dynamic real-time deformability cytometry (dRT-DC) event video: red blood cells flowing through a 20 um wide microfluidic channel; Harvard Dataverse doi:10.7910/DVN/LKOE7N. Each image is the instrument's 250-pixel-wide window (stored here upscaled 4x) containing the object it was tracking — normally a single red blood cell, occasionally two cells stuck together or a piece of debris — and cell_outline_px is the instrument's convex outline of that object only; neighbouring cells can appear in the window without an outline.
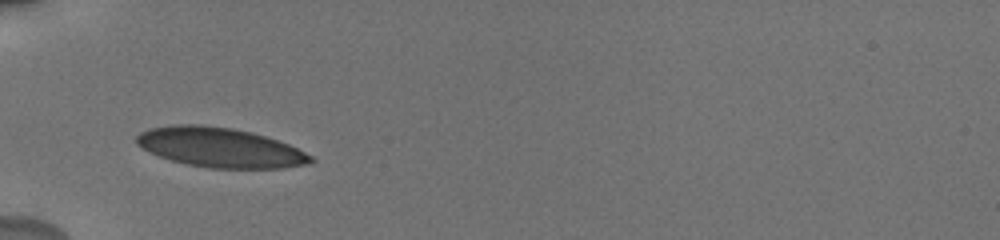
{"species": "human", "species_latin": "Homo sapiens", "temperature_condition": "cold", "stored_images_in_passage": 28, "camera_frame_rate_fps": 3000, "um_per_image_px": 0.085, "donor": {"sex": "male"}, "frame": {"image": 1, "passage_image": 1, "time_ms": 0.0, "image_size_px": [1000, 240], "cell_outline_px": [[316, 160], [308, 164], [284, 168], [208, 168], [188, 164], [172, 160], [148, 152], [136, 144], [136, 136], [140, 132], [148, 128], [172, 124], [200, 124], [232, 128], [252, 132], [288, 144], [312, 156]], "centroid_in_image_um": [18.67, 12.53], "position_along_channel_um": 66.3, "area_um2": 40.29}}
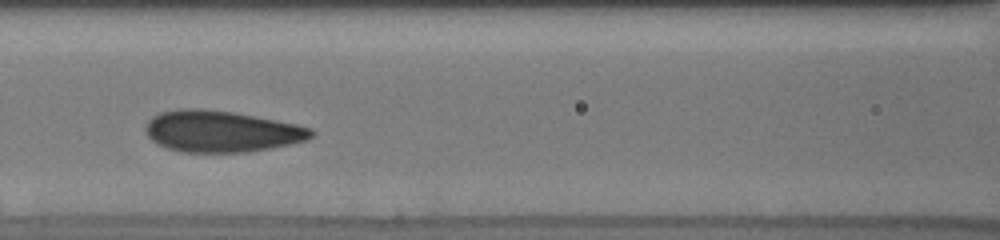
{"frame": {"image": 2, "passage_image": 13, "time_ms": 2.333, "image_size_px": [1000, 240], "cell_outline_px": [[316, 132], [308, 140], [272, 148], [248, 152], [180, 152], [168, 148], [152, 140], [148, 136], [144, 128], [148, 120], [152, 116], [160, 112], [180, 108], [204, 108], [232, 112], [276, 120], [296, 124], [312, 128]], "centroid_in_image_um": [18.82, 11.16], "position_along_channel_um": 147.8, "area_um2": 40.17}}
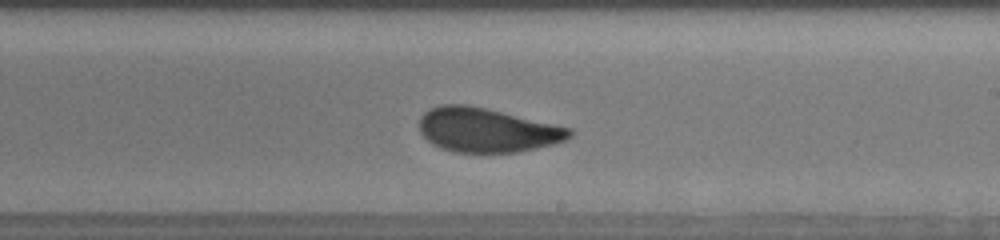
{"frame": {"image": 3, "passage_image": 28, "time_ms": 5.0, "image_size_px": [1000, 240], "cell_outline_px": [[572, 136], [564, 140], [552, 144], [536, 148], [516, 152], [452, 152], [440, 148], [432, 144], [420, 132], [420, 116], [428, 108], [440, 104], [468, 104], [572, 128]], "centroid_in_image_um": [41.35, 11.04], "position_along_channel_um": 247.6, "area_um2": 38.67}}